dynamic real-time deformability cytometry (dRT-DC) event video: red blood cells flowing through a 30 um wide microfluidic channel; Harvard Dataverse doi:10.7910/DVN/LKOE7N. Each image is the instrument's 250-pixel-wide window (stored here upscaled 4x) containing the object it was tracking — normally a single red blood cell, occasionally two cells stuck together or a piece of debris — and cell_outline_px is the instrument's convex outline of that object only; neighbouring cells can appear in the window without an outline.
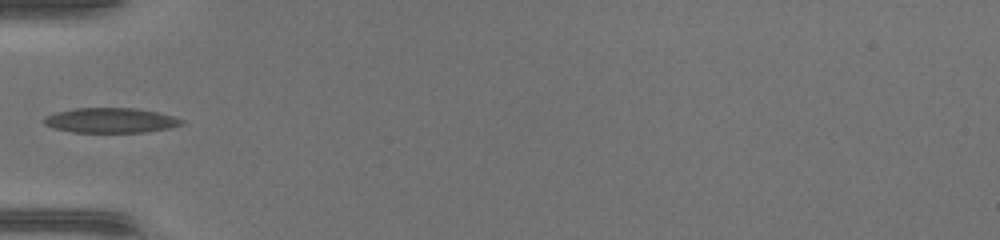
{"species": "common noctule bat (a hibernating species)", "species_latin": "Nyctalus noctula", "temperature_condition": "warm", "stored_images_in_passage": 33, "camera_frame_rate_fps": 3000, "um_per_image_px": 0.085, "animal": {"sex": "female", "body_mass_g": 17.0, "forearm_length_mm": 48.0}, "frame": {"image": 1, "passage_image": 1, "time_ms": 0.0, "image_size_px": [1000, 240], "cell_outline_px": [[184, 124], [168, 128], [148, 132], [72, 132], [52, 128], [44, 124], [44, 116], [56, 112], [76, 108], [136, 108], [156, 112], [172, 116], [184, 120]], "centroid_in_image_um": [9.39, 10.23], "position_along_channel_um": 75.6, "area_um2": 20.0}}
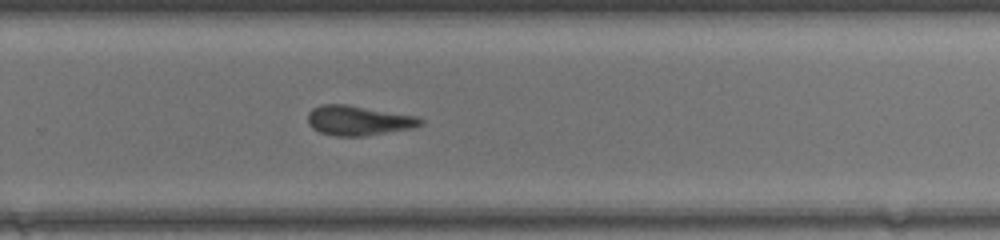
{"frame": {"image": 2, "passage_image": 17, "time_ms": 5.333, "image_size_px": [1000, 240], "cell_outline_px": [[424, 124], [416, 128], [364, 136], [336, 136], [320, 132], [312, 128], [308, 124], [308, 112], [312, 108], [320, 104], [348, 104], [416, 116], [424, 120]], "centroid_in_image_um": [30.48, 10.24], "position_along_channel_um": 299.3, "area_um2": 19.83}}
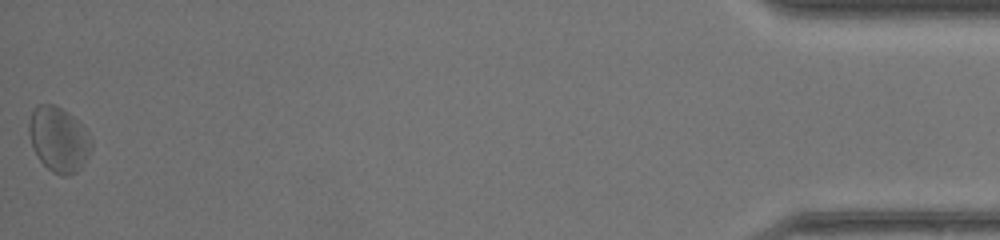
{"frame": {"image": 3, "passage_image": 33, "time_ms": 10.667, "image_size_px": [1000, 240], "cell_outline_px": [[92, 148], [84, 164], [76, 172], [68, 176], [64, 176], [52, 172], [36, 156], [32, 148], [28, 132], [28, 124], [32, 112], [36, 104], [52, 104], [68, 112], [80, 124], [92, 140]], "centroid_in_image_um": [4.96, 11.86], "position_along_channel_um": 430.2, "area_um2": 23.64}, "authors_computed_cell_mechanics": {"area_um2": 19.8254, "velocity_mm_per_s": 4.1862, "shape_relaxation_time_tau1_ms": 6.453, "shape_relaxation_time_tau2_ms": 2.2107, "deformation_change_tau1": 0.1769, "deformation_change_tau2": 0.0996}}